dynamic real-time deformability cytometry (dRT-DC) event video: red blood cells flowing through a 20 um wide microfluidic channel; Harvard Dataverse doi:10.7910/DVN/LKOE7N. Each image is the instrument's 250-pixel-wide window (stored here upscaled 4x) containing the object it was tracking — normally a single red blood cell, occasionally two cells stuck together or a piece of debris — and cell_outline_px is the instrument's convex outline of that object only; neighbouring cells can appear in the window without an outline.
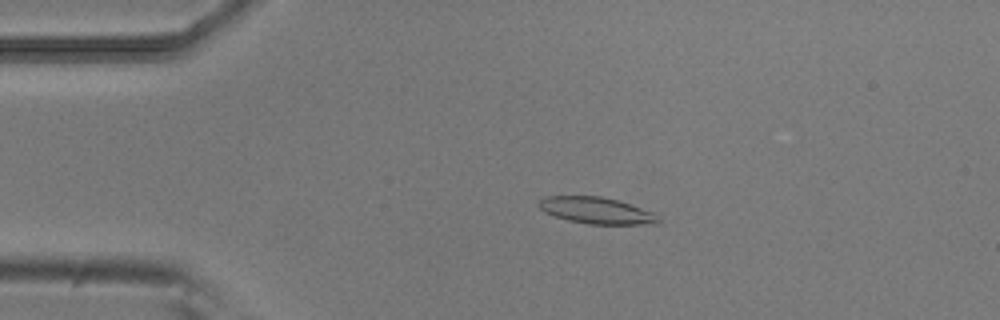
{"species": "common noctule bat (a hibernating species)", "species_latin": "Nyctalus noctula", "temperature_condition": "room temperature", "stored_images_in_passage": 53, "camera_frame_rate_fps": 3000, "um_per_image_px": 0.085, "animal": {"sex": "male", "body_mass_g": 20.5, "forearm_length_mm": 52.5}, "frame": {"image": 1, "passage_image": 11, "time_ms": 3.333, "image_size_px": [1000, 320], "cell_outline_px": [[660, 224], [588, 224], [568, 220], [544, 212], [536, 204], [540, 200], [548, 196], [600, 196], [616, 200], [652, 212], [660, 220]], "centroid_in_image_um": [50.67, 17.9], "position_along_channel_um": 34.3, "area_um2": 18.21}}
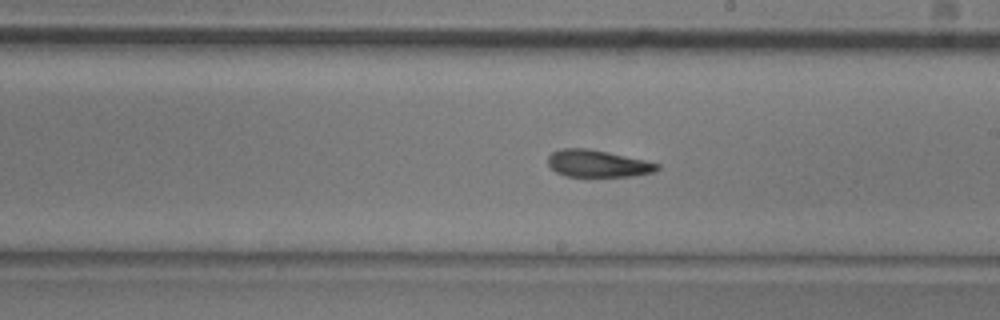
{"frame": {"image": 2, "passage_image": 30, "time_ms": 9.667, "image_size_px": [1000, 320], "cell_outline_px": [[660, 168], [652, 172], [632, 176], [588, 180], [564, 176], [556, 172], [548, 164], [548, 156], [552, 152], [560, 148], [588, 148], [608, 152], [644, 160], [660, 164]], "centroid_in_image_um": [50.76, 13.96], "position_along_channel_um": 238.2, "area_um2": 18.15}}
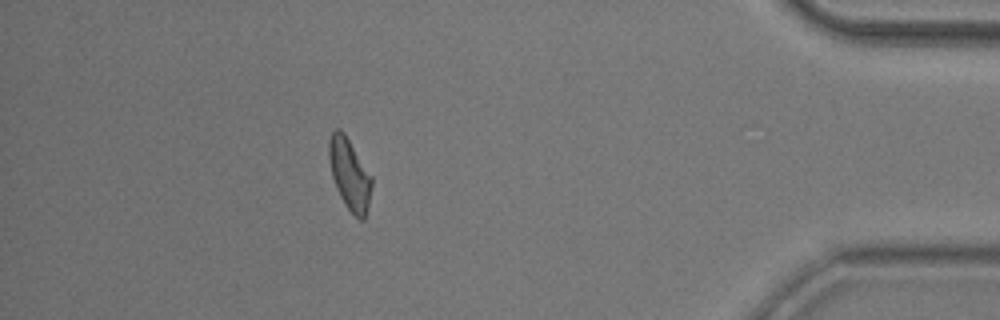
{"frame": {"image": 3, "passage_image": 47, "time_ms": 15.333, "image_size_px": [1000, 320], "cell_outline_px": [[372, 184], [368, 204], [364, 220], [360, 220], [344, 204], [336, 188], [332, 176], [328, 156], [328, 144], [332, 132], [336, 128], [340, 128], [344, 132], [372, 176]], "centroid_in_image_um": [29.7, 14.78], "position_along_channel_um": 405.5, "area_um2": 17.63}, "authors_computed_cell_mechanics": {"area_um2": 17.918, "velocity_mm_per_s": 3.8145, "shape_relaxation_time_tau1_ms": 5.9222, "shape_relaxation_time_tau2_ms": 6.0275, "deformation_change_tau1": 0.1725, "deformation_change_tau2": 0.152}}